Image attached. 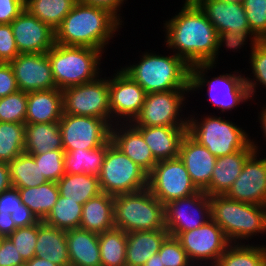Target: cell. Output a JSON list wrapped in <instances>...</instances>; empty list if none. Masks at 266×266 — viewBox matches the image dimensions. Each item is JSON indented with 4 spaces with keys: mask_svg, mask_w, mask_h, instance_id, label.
I'll return each instance as SVG.
<instances>
[{
    "mask_svg": "<svg viewBox=\"0 0 266 266\" xmlns=\"http://www.w3.org/2000/svg\"><path fill=\"white\" fill-rule=\"evenodd\" d=\"M81 3L106 8L115 14L118 18V9L122 7L124 0H79Z\"/></svg>",
    "mask_w": 266,
    "mask_h": 266,
    "instance_id": "53",
    "label": "cell"
},
{
    "mask_svg": "<svg viewBox=\"0 0 266 266\" xmlns=\"http://www.w3.org/2000/svg\"><path fill=\"white\" fill-rule=\"evenodd\" d=\"M25 123L0 122V162L9 163L24 151Z\"/></svg>",
    "mask_w": 266,
    "mask_h": 266,
    "instance_id": "39",
    "label": "cell"
},
{
    "mask_svg": "<svg viewBox=\"0 0 266 266\" xmlns=\"http://www.w3.org/2000/svg\"><path fill=\"white\" fill-rule=\"evenodd\" d=\"M166 46L175 49L190 67L213 64L217 49V30L192 1L185 0L181 11L164 23Z\"/></svg>",
    "mask_w": 266,
    "mask_h": 266,
    "instance_id": "1",
    "label": "cell"
},
{
    "mask_svg": "<svg viewBox=\"0 0 266 266\" xmlns=\"http://www.w3.org/2000/svg\"><path fill=\"white\" fill-rule=\"evenodd\" d=\"M57 185L60 196L66 197V200L78 201L79 204H85L101 193L98 176L85 173H65L57 181Z\"/></svg>",
    "mask_w": 266,
    "mask_h": 266,
    "instance_id": "32",
    "label": "cell"
},
{
    "mask_svg": "<svg viewBox=\"0 0 266 266\" xmlns=\"http://www.w3.org/2000/svg\"><path fill=\"white\" fill-rule=\"evenodd\" d=\"M206 18L213 24L217 33L224 31H251L243 4L225 3L221 0H192Z\"/></svg>",
    "mask_w": 266,
    "mask_h": 266,
    "instance_id": "22",
    "label": "cell"
},
{
    "mask_svg": "<svg viewBox=\"0 0 266 266\" xmlns=\"http://www.w3.org/2000/svg\"><path fill=\"white\" fill-rule=\"evenodd\" d=\"M15 229V223L11 218V213L0 212V236L8 237Z\"/></svg>",
    "mask_w": 266,
    "mask_h": 266,
    "instance_id": "54",
    "label": "cell"
},
{
    "mask_svg": "<svg viewBox=\"0 0 266 266\" xmlns=\"http://www.w3.org/2000/svg\"><path fill=\"white\" fill-rule=\"evenodd\" d=\"M22 203L18 188L10 187L0 193V212L13 213Z\"/></svg>",
    "mask_w": 266,
    "mask_h": 266,
    "instance_id": "51",
    "label": "cell"
},
{
    "mask_svg": "<svg viewBox=\"0 0 266 266\" xmlns=\"http://www.w3.org/2000/svg\"><path fill=\"white\" fill-rule=\"evenodd\" d=\"M27 93L17 91L0 98V122L25 123Z\"/></svg>",
    "mask_w": 266,
    "mask_h": 266,
    "instance_id": "40",
    "label": "cell"
},
{
    "mask_svg": "<svg viewBox=\"0 0 266 266\" xmlns=\"http://www.w3.org/2000/svg\"><path fill=\"white\" fill-rule=\"evenodd\" d=\"M243 7L251 32L258 40L266 37V0H244Z\"/></svg>",
    "mask_w": 266,
    "mask_h": 266,
    "instance_id": "44",
    "label": "cell"
},
{
    "mask_svg": "<svg viewBox=\"0 0 266 266\" xmlns=\"http://www.w3.org/2000/svg\"><path fill=\"white\" fill-rule=\"evenodd\" d=\"M250 60L251 61L249 63H251L250 65L253 70V77L256 79L253 78L252 81L249 77H245V82L251 99L254 97L256 92V84L258 85L257 82L266 87V43L263 40H258L252 48Z\"/></svg>",
    "mask_w": 266,
    "mask_h": 266,
    "instance_id": "41",
    "label": "cell"
},
{
    "mask_svg": "<svg viewBox=\"0 0 266 266\" xmlns=\"http://www.w3.org/2000/svg\"><path fill=\"white\" fill-rule=\"evenodd\" d=\"M103 51L89 47L55 45L47 52L57 89L94 81L99 77Z\"/></svg>",
    "mask_w": 266,
    "mask_h": 266,
    "instance_id": "5",
    "label": "cell"
},
{
    "mask_svg": "<svg viewBox=\"0 0 266 266\" xmlns=\"http://www.w3.org/2000/svg\"><path fill=\"white\" fill-rule=\"evenodd\" d=\"M19 91L10 63H0V98Z\"/></svg>",
    "mask_w": 266,
    "mask_h": 266,
    "instance_id": "48",
    "label": "cell"
},
{
    "mask_svg": "<svg viewBox=\"0 0 266 266\" xmlns=\"http://www.w3.org/2000/svg\"><path fill=\"white\" fill-rule=\"evenodd\" d=\"M35 257L53 262L57 266H70L66 231L40 221L38 223Z\"/></svg>",
    "mask_w": 266,
    "mask_h": 266,
    "instance_id": "27",
    "label": "cell"
},
{
    "mask_svg": "<svg viewBox=\"0 0 266 266\" xmlns=\"http://www.w3.org/2000/svg\"><path fill=\"white\" fill-rule=\"evenodd\" d=\"M114 225L126 233L166 229L164 205L148 190L114 196Z\"/></svg>",
    "mask_w": 266,
    "mask_h": 266,
    "instance_id": "6",
    "label": "cell"
},
{
    "mask_svg": "<svg viewBox=\"0 0 266 266\" xmlns=\"http://www.w3.org/2000/svg\"><path fill=\"white\" fill-rule=\"evenodd\" d=\"M37 236L38 223L28 227L17 228L8 236V238L26 262L35 256Z\"/></svg>",
    "mask_w": 266,
    "mask_h": 266,
    "instance_id": "43",
    "label": "cell"
},
{
    "mask_svg": "<svg viewBox=\"0 0 266 266\" xmlns=\"http://www.w3.org/2000/svg\"><path fill=\"white\" fill-rule=\"evenodd\" d=\"M260 114H261V115H259L260 117H258V118H260V124H261L260 127L263 130V133H264L263 136H266V108L263 107Z\"/></svg>",
    "mask_w": 266,
    "mask_h": 266,
    "instance_id": "58",
    "label": "cell"
},
{
    "mask_svg": "<svg viewBox=\"0 0 266 266\" xmlns=\"http://www.w3.org/2000/svg\"><path fill=\"white\" fill-rule=\"evenodd\" d=\"M98 180L101 192L116 196L147 189L148 174L117 148L110 138Z\"/></svg>",
    "mask_w": 266,
    "mask_h": 266,
    "instance_id": "7",
    "label": "cell"
},
{
    "mask_svg": "<svg viewBox=\"0 0 266 266\" xmlns=\"http://www.w3.org/2000/svg\"><path fill=\"white\" fill-rule=\"evenodd\" d=\"M111 126L100 118L63 113L59 130L64 150L95 149L103 145L111 138Z\"/></svg>",
    "mask_w": 266,
    "mask_h": 266,
    "instance_id": "13",
    "label": "cell"
},
{
    "mask_svg": "<svg viewBox=\"0 0 266 266\" xmlns=\"http://www.w3.org/2000/svg\"><path fill=\"white\" fill-rule=\"evenodd\" d=\"M190 116L187 133L217 158L244 150L251 143L245 130L222 117L206 116L199 122Z\"/></svg>",
    "mask_w": 266,
    "mask_h": 266,
    "instance_id": "8",
    "label": "cell"
},
{
    "mask_svg": "<svg viewBox=\"0 0 266 266\" xmlns=\"http://www.w3.org/2000/svg\"><path fill=\"white\" fill-rule=\"evenodd\" d=\"M147 189L163 204L186 198L200 190L179 157L158 161L148 174Z\"/></svg>",
    "mask_w": 266,
    "mask_h": 266,
    "instance_id": "10",
    "label": "cell"
},
{
    "mask_svg": "<svg viewBox=\"0 0 266 266\" xmlns=\"http://www.w3.org/2000/svg\"><path fill=\"white\" fill-rule=\"evenodd\" d=\"M64 150L32 155L47 181L57 182L64 174Z\"/></svg>",
    "mask_w": 266,
    "mask_h": 266,
    "instance_id": "42",
    "label": "cell"
},
{
    "mask_svg": "<svg viewBox=\"0 0 266 266\" xmlns=\"http://www.w3.org/2000/svg\"><path fill=\"white\" fill-rule=\"evenodd\" d=\"M176 238L194 266H201L202 261L214 266L230 244L223 230L212 219L198 228L180 233Z\"/></svg>",
    "mask_w": 266,
    "mask_h": 266,
    "instance_id": "15",
    "label": "cell"
},
{
    "mask_svg": "<svg viewBox=\"0 0 266 266\" xmlns=\"http://www.w3.org/2000/svg\"><path fill=\"white\" fill-rule=\"evenodd\" d=\"M24 9V0H0V24H11Z\"/></svg>",
    "mask_w": 266,
    "mask_h": 266,
    "instance_id": "50",
    "label": "cell"
},
{
    "mask_svg": "<svg viewBox=\"0 0 266 266\" xmlns=\"http://www.w3.org/2000/svg\"><path fill=\"white\" fill-rule=\"evenodd\" d=\"M225 3H230V2H233V3H240L242 4L244 0H221Z\"/></svg>",
    "mask_w": 266,
    "mask_h": 266,
    "instance_id": "59",
    "label": "cell"
},
{
    "mask_svg": "<svg viewBox=\"0 0 266 266\" xmlns=\"http://www.w3.org/2000/svg\"><path fill=\"white\" fill-rule=\"evenodd\" d=\"M158 253L163 266H194L179 240L174 236L166 237Z\"/></svg>",
    "mask_w": 266,
    "mask_h": 266,
    "instance_id": "45",
    "label": "cell"
},
{
    "mask_svg": "<svg viewBox=\"0 0 266 266\" xmlns=\"http://www.w3.org/2000/svg\"><path fill=\"white\" fill-rule=\"evenodd\" d=\"M11 218L16 228L28 227L40 222L35 214L24 204H20V208L11 214Z\"/></svg>",
    "mask_w": 266,
    "mask_h": 266,
    "instance_id": "52",
    "label": "cell"
},
{
    "mask_svg": "<svg viewBox=\"0 0 266 266\" xmlns=\"http://www.w3.org/2000/svg\"><path fill=\"white\" fill-rule=\"evenodd\" d=\"M168 235L166 229L127 233L126 266H143L148 259L159 252L161 244Z\"/></svg>",
    "mask_w": 266,
    "mask_h": 266,
    "instance_id": "28",
    "label": "cell"
},
{
    "mask_svg": "<svg viewBox=\"0 0 266 266\" xmlns=\"http://www.w3.org/2000/svg\"><path fill=\"white\" fill-rule=\"evenodd\" d=\"M254 151H258V147L252 140L244 150L218 157L210 184L203 191L208 196L225 195L242 172L245 161Z\"/></svg>",
    "mask_w": 266,
    "mask_h": 266,
    "instance_id": "23",
    "label": "cell"
},
{
    "mask_svg": "<svg viewBox=\"0 0 266 266\" xmlns=\"http://www.w3.org/2000/svg\"><path fill=\"white\" fill-rule=\"evenodd\" d=\"M210 205L211 219L230 243L266 232V206L239 202L225 195L210 196Z\"/></svg>",
    "mask_w": 266,
    "mask_h": 266,
    "instance_id": "4",
    "label": "cell"
},
{
    "mask_svg": "<svg viewBox=\"0 0 266 266\" xmlns=\"http://www.w3.org/2000/svg\"><path fill=\"white\" fill-rule=\"evenodd\" d=\"M19 91L56 89L47 53L19 54L10 62Z\"/></svg>",
    "mask_w": 266,
    "mask_h": 266,
    "instance_id": "18",
    "label": "cell"
},
{
    "mask_svg": "<svg viewBox=\"0 0 266 266\" xmlns=\"http://www.w3.org/2000/svg\"><path fill=\"white\" fill-rule=\"evenodd\" d=\"M12 186L15 188L36 187L47 182L32 155L23 152L8 163Z\"/></svg>",
    "mask_w": 266,
    "mask_h": 266,
    "instance_id": "37",
    "label": "cell"
},
{
    "mask_svg": "<svg viewBox=\"0 0 266 266\" xmlns=\"http://www.w3.org/2000/svg\"><path fill=\"white\" fill-rule=\"evenodd\" d=\"M211 220L210 196L203 190L164 205V224L170 236L177 237Z\"/></svg>",
    "mask_w": 266,
    "mask_h": 266,
    "instance_id": "14",
    "label": "cell"
},
{
    "mask_svg": "<svg viewBox=\"0 0 266 266\" xmlns=\"http://www.w3.org/2000/svg\"><path fill=\"white\" fill-rule=\"evenodd\" d=\"M120 20L106 8L78 0L55 30V43L104 51L113 33L122 25Z\"/></svg>",
    "mask_w": 266,
    "mask_h": 266,
    "instance_id": "2",
    "label": "cell"
},
{
    "mask_svg": "<svg viewBox=\"0 0 266 266\" xmlns=\"http://www.w3.org/2000/svg\"><path fill=\"white\" fill-rule=\"evenodd\" d=\"M127 233L114 227L99 233L101 266H126Z\"/></svg>",
    "mask_w": 266,
    "mask_h": 266,
    "instance_id": "36",
    "label": "cell"
},
{
    "mask_svg": "<svg viewBox=\"0 0 266 266\" xmlns=\"http://www.w3.org/2000/svg\"><path fill=\"white\" fill-rule=\"evenodd\" d=\"M25 261L8 237H2L0 247V266H19Z\"/></svg>",
    "mask_w": 266,
    "mask_h": 266,
    "instance_id": "49",
    "label": "cell"
},
{
    "mask_svg": "<svg viewBox=\"0 0 266 266\" xmlns=\"http://www.w3.org/2000/svg\"><path fill=\"white\" fill-rule=\"evenodd\" d=\"M82 208L83 204H79L78 201L66 200V197L59 195L57 202L43 222L64 231L79 228Z\"/></svg>",
    "mask_w": 266,
    "mask_h": 266,
    "instance_id": "38",
    "label": "cell"
},
{
    "mask_svg": "<svg viewBox=\"0 0 266 266\" xmlns=\"http://www.w3.org/2000/svg\"><path fill=\"white\" fill-rule=\"evenodd\" d=\"M116 122H118L115 123L116 127L114 124L111 126L112 143L149 174L158 161L154 158L141 132L132 123H123V127L120 123V128L118 119Z\"/></svg>",
    "mask_w": 266,
    "mask_h": 266,
    "instance_id": "21",
    "label": "cell"
},
{
    "mask_svg": "<svg viewBox=\"0 0 266 266\" xmlns=\"http://www.w3.org/2000/svg\"><path fill=\"white\" fill-rule=\"evenodd\" d=\"M157 161L179 156L180 144L188 127L135 126Z\"/></svg>",
    "mask_w": 266,
    "mask_h": 266,
    "instance_id": "24",
    "label": "cell"
},
{
    "mask_svg": "<svg viewBox=\"0 0 266 266\" xmlns=\"http://www.w3.org/2000/svg\"><path fill=\"white\" fill-rule=\"evenodd\" d=\"M185 91L188 93L191 90L177 89L146 93L144 104L131 123L134 126L188 127L189 117L183 120L179 114L184 106ZM182 104L183 106H181Z\"/></svg>",
    "mask_w": 266,
    "mask_h": 266,
    "instance_id": "12",
    "label": "cell"
},
{
    "mask_svg": "<svg viewBox=\"0 0 266 266\" xmlns=\"http://www.w3.org/2000/svg\"><path fill=\"white\" fill-rule=\"evenodd\" d=\"M143 266H163L159 253L153 255Z\"/></svg>",
    "mask_w": 266,
    "mask_h": 266,
    "instance_id": "57",
    "label": "cell"
},
{
    "mask_svg": "<svg viewBox=\"0 0 266 266\" xmlns=\"http://www.w3.org/2000/svg\"><path fill=\"white\" fill-rule=\"evenodd\" d=\"M12 187L8 163L0 162V193Z\"/></svg>",
    "mask_w": 266,
    "mask_h": 266,
    "instance_id": "55",
    "label": "cell"
},
{
    "mask_svg": "<svg viewBox=\"0 0 266 266\" xmlns=\"http://www.w3.org/2000/svg\"><path fill=\"white\" fill-rule=\"evenodd\" d=\"M78 0H26L25 9L54 31Z\"/></svg>",
    "mask_w": 266,
    "mask_h": 266,
    "instance_id": "34",
    "label": "cell"
},
{
    "mask_svg": "<svg viewBox=\"0 0 266 266\" xmlns=\"http://www.w3.org/2000/svg\"><path fill=\"white\" fill-rule=\"evenodd\" d=\"M178 157L184 163L195 186L204 190L210 184L217 157L188 133L181 141Z\"/></svg>",
    "mask_w": 266,
    "mask_h": 266,
    "instance_id": "20",
    "label": "cell"
},
{
    "mask_svg": "<svg viewBox=\"0 0 266 266\" xmlns=\"http://www.w3.org/2000/svg\"><path fill=\"white\" fill-rule=\"evenodd\" d=\"M113 211L114 196L101 192L83 204L79 228L98 234L113 229Z\"/></svg>",
    "mask_w": 266,
    "mask_h": 266,
    "instance_id": "29",
    "label": "cell"
},
{
    "mask_svg": "<svg viewBox=\"0 0 266 266\" xmlns=\"http://www.w3.org/2000/svg\"><path fill=\"white\" fill-rule=\"evenodd\" d=\"M19 54L11 24H0V63H10Z\"/></svg>",
    "mask_w": 266,
    "mask_h": 266,
    "instance_id": "47",
    "label": "cell"
},
{
    "mask_svg": "<svg viewBox=\"0 0 266 266\" xmlns=\"http://www.w3.org/2000/svg\"><path fill=\"white\" fill-rule=\"evenodd\" d=\"M64 150L59 122L25 124L24 151L30 155Z\"/></svg>",
    "mask_w": 266,
    "mask_h": 266,
    "instance_id": "30",
    "label": "cell"
},
{
    "mask_svg": "<svg viewBox=\"0 0 266 266\" xmlns=\"http://www.w3.org/2000/svg\"><path fill=\"white\" fill-rule=\"evenodd\" d=\"M107 149L108 141L95 149L64 150L65 173L99 176Z\"/></svg>",
    "mask_w": 266,
    "mask_h": 266,
    "instance_id": "31",
    "label": "cell"
},
{
    "mask_svg": "<svg viewBox=\"0 0 266 266\" xmlns=\"http://www.w3.org/2000/svg\"><path fill=\"white\" fill-rule=\"evenodd\" d=\"M26 266H57L53 262H49L42 258L33 257L25 262Z\"/></svg>",
    "mask_w": 266,
    "mask_h": 266,
    "instance_id": "56",
    "label": "cell"
},
{
    "mask_svg": "<svg viewBox=\"0 0 266 266\" xmlns=\"http://www.w3.org/2000/svg\"><path fill=\"white\" fill-rule=\"evenodd\" d=\"M254 151L245 161L242 172L225 194L239 202L266 206V157L257 159Z\"/></svg>",
    "mask_w": 266,
    "mask_h": 266,
    "instance_id": "17",
    "label": "cell"
},
{
    "mask_svg": "<svg viewBox=\"0 0 266 266\" xmlns=\"http://www.w3.org/2000/svg\"><path fill=\"white\" fill-rule=\"evenodd\" d=\"M70 266H101L99 234L80 228L66 231Z\"/></svg>",
    "mask_w": 266,
    "mask_h": 266,
    "instance_id": "26",
    "label": "cell"
},
{
    "mask_svg": "<svg viewBox=\"0 0 266 266\" xmlns=\"http://www.w3.org/2000/svg\"><path fill=\"white\" fill-rule=\"evenodd\" d=\"M11 27L20 54L47 53L55 45V31L24 9Z\"/></svg>",
    "mask_w": 266,
    "mask_h": 266,
    "instance_id": "19",
    "label": "cell"
},
{
    "mask_svg": "<svg viewBox=\"0 0 266 266\" xmlns=\"http://www.w3.org/2000/svg\"><path fill=\"white\" fill-rule=\"evenodd\" d=\"M146 52L137 64L121 70L137 82L146 93L190 89L191 67L179 56Z\"/></svg>",
    "mask_w": 266,
    "mask_h": 266,
    "instance_id": "3",
    "label": "cell"
},
{
    "mask_svg": "<svg viewBox=\"0 0 266 266\" xmlns=\"http://www.w3.org/2000/svg\"><path fill=\"white\" fill-rule=\"evenodd\" d=\"M255 246L230 243L214 266H266V246Z\"/></svg>",
    "mask_w": 266,
    "mask_h": 266,
    "instance_id": "35",
    "label": "cell"
},
{
    "mask_svg": "<svg viewBox=\"0 0 266 266\" xmlns=\"http://www.w3.org/2000/svg\"><path fill=\"white\" fill-rule=\"evenodd\" d=\"M21 201L40 220L43 221L59 198L57 182L47 181L42 185L18 188Z\"/></svg>",
    "mask_w": 266,
    "mask_h": 266,
    "instance_id": "33",
    "label": "cell"
},
{
    "mask_svg": "<svg viewBox=\"0 0 266 266\" xmlns=\"http://www.w3.org/2000/svg\"><path fill=\"white\" fill-rule=\"evenodd\" d=\"M249 35V36H248ZM252 38L251 41V49L255 46V44L258 42V39L254 37V34L251 31H236V32H231V31H224L222 33H218L217 36V49L214 55V65L216 64L218 58L217 54L219 53V48L222 46L224 43L226 49L234 50V49H241V46L245 45V40L247 39V36ZM253 36V37H252Z\"/></svg>",
    "mask_w": 266,
    "mask_h": 266,
    "instance_id": "46",
    "label": "cell"
},
{
    "mask_svg": "<svg viewBox=\"0 0 266 266\" xmlns=\"http://www.w3.org/2000/svg\"><path fill=\"white\" fill-rule=\"evenodd\" d=\"M63 113L100 118L111 123L109 79L94 81L62 90Z\"/></svg>",
    "mask_w": 266,
    "mask_h": 266,
    "instance_id": "11",
    "label": "cell"
},
{
    "mask_svg": "<svg viewBox=\"0 0 266 266\" xmlns=\"http://www.w3.org/2000/svg\"><path fill=\"white\" fill-rule=\"evenodd\" d=\"M114 75L109 79L111 122L115 124L112 119L115 118L116 121L118 117L121 123L123 118L124 123H131L144 104L146 92L121 69Z\"/></svg>",
    "mask_w": 266,
    "mask_h": 266,
    "instance_id": "16",
    "label": "cell"
},
{
    "mask_svg": "<svg viewBox=\"0 0 266 266\" xmlns=\"http://www.w3.org/2000/svg\"><path fill=\"white\" fill-rule=\"evenodd\" d=\"M62 115V90L56 88L27 93L25 124L59 122Z\"/></svg>",
    "mask_w": 266,
    "mask_h": 266,
    "instance_id": "25",
    "label": "cell"
},
{
    "mask_svg": "<svg viewBox=\"0 0 266 266\" xmlns=\"http://www.w3.org/2000/svg\"><path fill=\"white\" fill-rule=\"evenodd\" d=\"M213 64H196L191 66L190 71V90H196L202 88L204 85H208L209 100L221 109L231 110L237 107L238 104L248 101L250 98L248 88L245 82V77L238 74H223L212 80H207L205 73L207 70L213 68Z\"/></svg>",
    "mask_w": 266,
    "mask_h": 266,
    "instance_id": "9",
    "label": "cell"
}]
</instances>
